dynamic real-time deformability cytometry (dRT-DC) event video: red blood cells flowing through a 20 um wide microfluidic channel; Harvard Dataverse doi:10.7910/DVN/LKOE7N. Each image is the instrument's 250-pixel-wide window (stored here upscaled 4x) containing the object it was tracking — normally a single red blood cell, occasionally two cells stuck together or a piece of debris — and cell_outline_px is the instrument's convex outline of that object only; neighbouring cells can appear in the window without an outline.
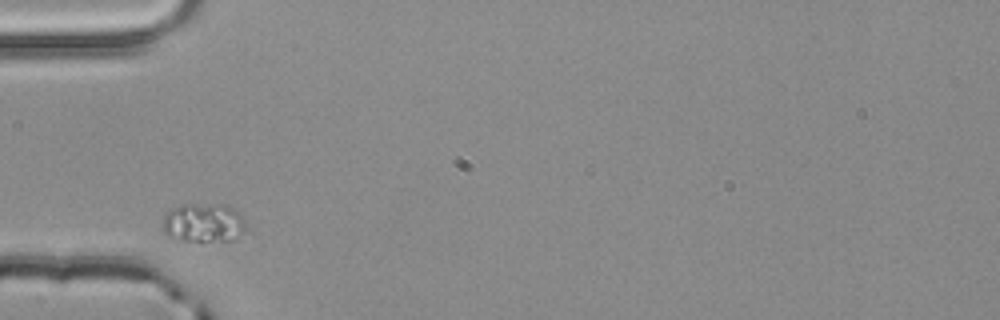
{"species": "common noctule bat (a hibernating species)", "species_latin": "Nyctalus noctula", "temperature_condition": "room temperature", "stored_images_in_passage": 2, "camera_frame_rate_fps": 3000, "um_per_image_px": 0.085, "animal": {"sex": "male", "body_mass_g": 20.4}, "frame": {"image": 1, "passage_image": 1, "time_ms": 0.0, "image_size_px": [1000, 320], "cell_outline_px": [[248, 228], [236, 240], [180, 240], [168, 236], [164, 232], [164, 216], [168, 208], [180, 204], [224, 204], [240, 212]], "centroid_in_image_um": [17.33, 18.91], "position_along_channel_um": 67.7, "area_um2": 19.19}}
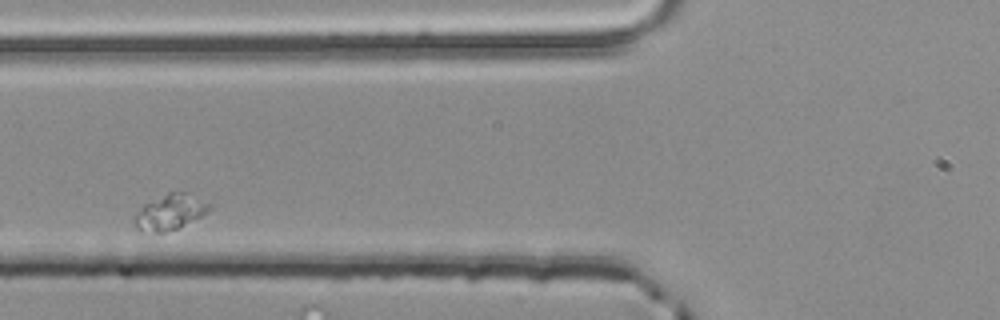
{"frame": {"image": 2, "passage_image": 2, "time_ms": 0.333, "image_size_px": [1000, 320], "cell_outline_px": [[212, 208], [208, 212], [176, 228], [164, 232], [136, 232], [132, 228], [132, 216], [144, 204], [168, 192], [184, 192], [212, 204]], "centroid_in_image_um": [14.35, 18.05], "position_along_channel_um": 111.4, "area_um2": 15.66}}